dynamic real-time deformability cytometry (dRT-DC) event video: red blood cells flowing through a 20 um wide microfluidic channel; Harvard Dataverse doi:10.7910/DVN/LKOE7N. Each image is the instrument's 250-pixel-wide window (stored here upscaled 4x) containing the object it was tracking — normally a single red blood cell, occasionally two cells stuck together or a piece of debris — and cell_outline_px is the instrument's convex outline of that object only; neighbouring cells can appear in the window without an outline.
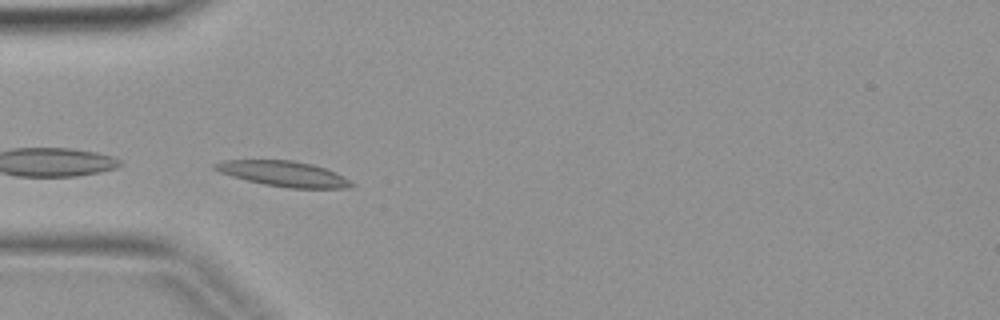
{"species": "common noctule bat (a hibernating species)", "species_latin": "Nyctalus noctula", "temperature_condition": "warm", "stored_images_in_passage": 4, "camera_frame_rate_fps": 3000, "um_per_image_px": 0.085, "animal": {"sex": "female", "body_mass_g": 19.9}, "frame": {"image": 1, "passage_image": 3, "time_ms": 0.667, "image_size_px": [1000, 320], "cell_outline_px": [[356, 184], [352, 188], [288, 188], [264, 184], [232, 176], [220, 172], [212, 168], [212, 164], [224, 160], [292, 160], [312, 164], [336, 172], [344, 176]], "centroid_in_image_um": [24.14, 14.77], "position_along_channel_um": 60.9, "area_um2": 20.23}}
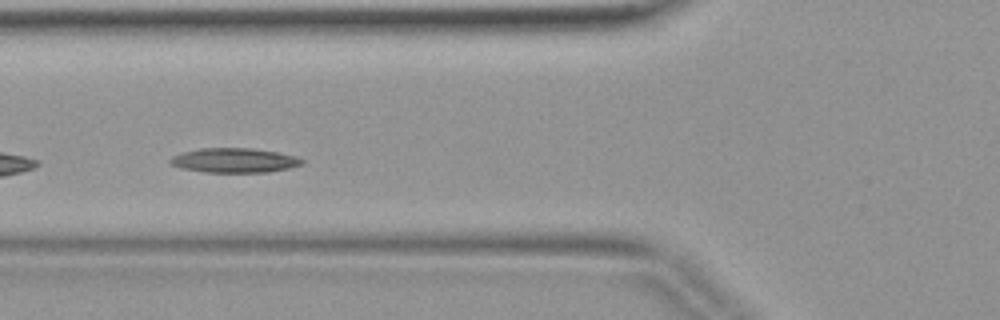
{"frame": {"image": 2, "passage_image": 4, "time_ms": 1.0, "image_size_px": [1000, 320], "cell_outline_px": [[304, 164], [288, 168], [268, 172], [204, 172], [180, 168], [172, 164], [168, 160], [172, 156], [184, 152], [200, 148], [252, 148], [276, 152], [296, 156], [304, 160]], "centroid_in_image_um": [19.92, 13.63], "position_along_channel_um": 105.9, "area_um2": 18.79}}